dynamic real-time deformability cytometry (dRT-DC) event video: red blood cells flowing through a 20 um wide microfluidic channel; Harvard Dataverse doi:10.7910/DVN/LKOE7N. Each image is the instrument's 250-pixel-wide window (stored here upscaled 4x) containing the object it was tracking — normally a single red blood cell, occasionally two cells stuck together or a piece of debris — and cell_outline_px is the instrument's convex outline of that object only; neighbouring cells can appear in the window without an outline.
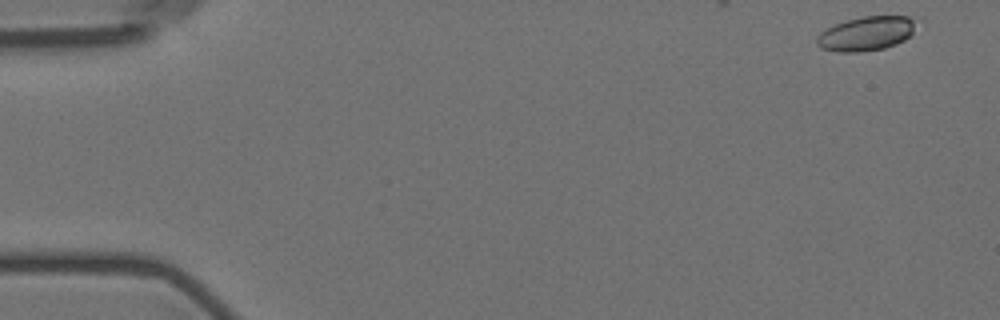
{"species": "Egyptian fruit bat (a non-hibernating species)", "species_latin": "Rousettus aegyptiacus", "temperature_condition": "room temperature", "stored_images_in_passage": 6, "camera_frame_rate_fps": 3000, "um_per_image_px": 0.085, "animal": {"sex": "female"}, "frame": {"image": 1, "passage_image": 1, "time_ms": 0.0, "image_size_px": [1000, 320], "cell_outline_px": [[924, 20], [912, 36], [896, 44], [884, 48], [860, 52], [840, 52], [820, 48], [816, 44], [816, 36], [820, 32], [836, 24], [848, 20], [864, 16], [908, 16]], "centroid_in_image_um": [73.75, 2.84], "position_along_channel_um": 11.2, "area_um2": 20.4}}